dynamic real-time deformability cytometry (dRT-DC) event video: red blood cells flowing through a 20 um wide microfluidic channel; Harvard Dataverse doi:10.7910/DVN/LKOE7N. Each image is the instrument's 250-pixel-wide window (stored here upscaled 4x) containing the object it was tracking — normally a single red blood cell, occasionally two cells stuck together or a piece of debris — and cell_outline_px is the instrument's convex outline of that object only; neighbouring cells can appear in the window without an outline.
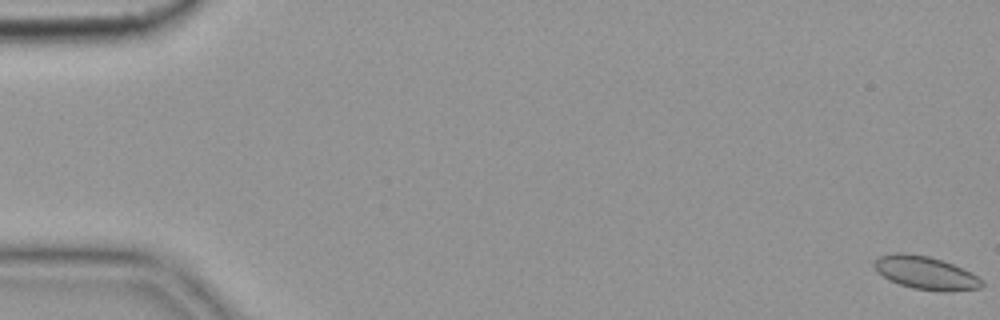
{"species": "common noctule bat (a hibernating species)", "species_latin": "Nyctalus noctula", "temperature_condition": "cold", "stored_images_in_passage": 57, "camera_frame_rate_fps": 3000, "um_per_image_px": 0.085, "animal": {"sex": "female", "body_mass_g": 19.9}, "frame": {"image": 1, "passage_image": 1, "time_ms": 0.0, "image_size_px": [1000, 320], "cell_outline_px": [[984, 284], [980, 288], [948, 292], [944, 292], [912, 288], [888, 280], [872, 264], [880, 256], [896, 252], [904, 252], [928, 256], [952, 264], [976, 276]], "centroid_in_image_um": [78.65, 23.2], "position_along_channel_um": 6.3, "area_um2": 20.4}}
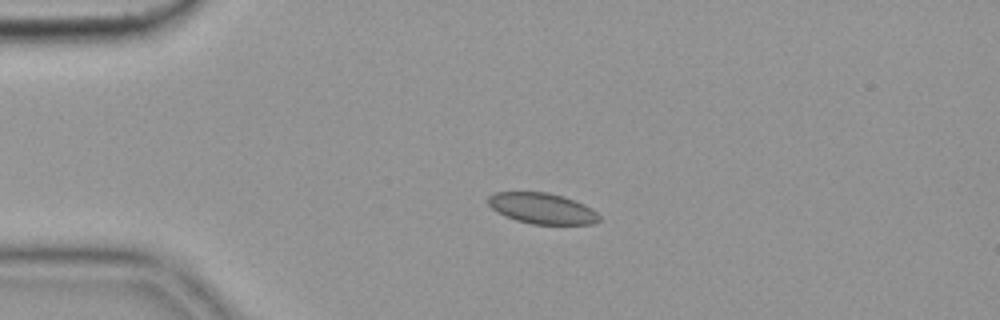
{"frame": {"image": 2, "passage_image": 14, "time_ms": 4.333, "image_size_px": [1000, 320], "cell_outline_px": [[600, 220], [596, 224], [532, 224], [516, 220], [504, 216], [496, 212], [488, 204], [488, 196], [496, 192], [548, 192], [564, 196], [584, 204], [592, 208], [600, 216]], "centroid_in_image_um": [46.09, 17.71], "position_along_channel_um": 38.9, "area_um2": 20.11}}
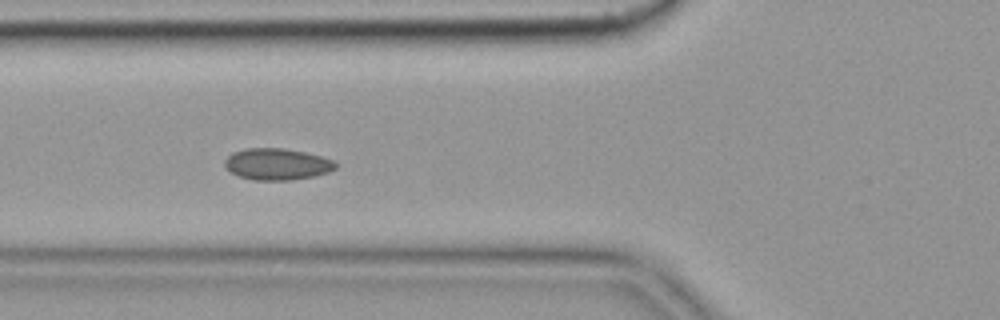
{"frame": {"image": 3, "passage_image": 22, "time_ms": 7.0, "image_size_px": [1000, 320], "cell_outline_px": [[336, 168], [328, 172], [316, 176], [292, 180], [252, 180], [240, 176], [224, 168], [224, 160], [232, 152], [248, 148], [284, 148], [304, 152], [336, 160]], "centroid_in_image_um": [23.55, 13.95], "position_along_channel_um": 102.2, "area_um2": 20.52}, "authors_computed_cell_mechanics": {"area_um2": 20.2878, "velocity_mm_per_s": 3.593, "shape_relaxation_time_tau1_ms": null, "shape_relaxation_time_tau2_ms": 3.1516, "deformation_change_tau1": null, "deformation_change_tau2": 0.061}}